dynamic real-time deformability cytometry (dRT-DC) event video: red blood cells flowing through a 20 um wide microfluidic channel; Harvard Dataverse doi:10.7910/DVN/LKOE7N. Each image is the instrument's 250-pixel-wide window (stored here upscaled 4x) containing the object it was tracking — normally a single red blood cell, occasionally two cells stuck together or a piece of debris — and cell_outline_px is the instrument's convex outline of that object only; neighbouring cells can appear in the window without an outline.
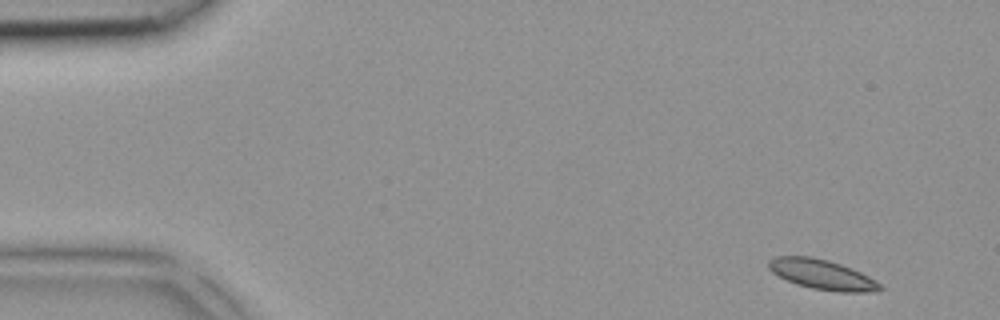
{"species": "common noctule bat (a hibernating species)", "species_latin": "Nyctalus noctula", "temperature_condition": "room temperature", "stored_images_in_passage": 4, "camera_frame_rate_fps": 3000, "um_per_image_px": 0.085, "animal": {"sex": "female", "body_mass_g": 18.4}, "frame": {"image": 1, "passage_image": 1, "time_ms": 0.0, "image_size_px": [1000, 320], "cell_outline_px": [[884, 288], [876, 292], [840, 292], [812, 288], [796, 284], [772, 272], [768, 268], [768, 260], [776, 256], [812, 256], [828, 260], [852, 268], [876, 280]], "centroid_in_image_um": [69.89, 23.33], "position_along_channel_um": 15.1, "area_um2": 19.42}}